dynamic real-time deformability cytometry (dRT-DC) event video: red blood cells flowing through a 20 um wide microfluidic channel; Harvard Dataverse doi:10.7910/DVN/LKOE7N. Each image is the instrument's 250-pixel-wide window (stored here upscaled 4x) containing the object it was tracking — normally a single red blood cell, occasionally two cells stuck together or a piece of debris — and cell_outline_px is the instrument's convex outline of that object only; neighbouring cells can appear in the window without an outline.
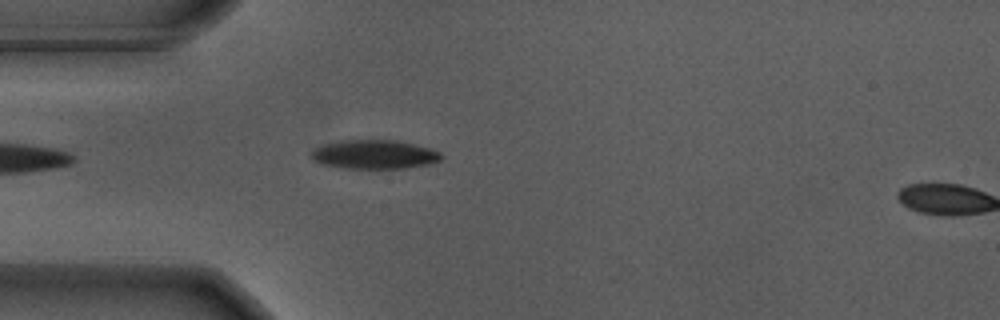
{"species": "Egyptian fruit bat (a non-hibernating species)", "species_latin": "Rousettus aegyptiacus", "temperature_condition": "warm", "stored_images_in_passage": 2, "camera_frame_rate_fps": 3000, "um_per_image_px": 0.085, "animal": {"sex": "male"}, "frame": {"image": 1, "passage_image": 1, "time_ms": 0.0, "image_size_px": [1000, 320], "cell_outline_px": [[444, 156], [440, 160], [428, 164], [404, 168], [344, 168], [320, 164], [312, 160], [308, 152], [324, 144], [340, 140], [396, 140], [432, 148], [440, 152]], "centroid_in_image_um": [31.79, 13.12], "position_along_channel_um": 53.2, "area_um2": 22.14}}